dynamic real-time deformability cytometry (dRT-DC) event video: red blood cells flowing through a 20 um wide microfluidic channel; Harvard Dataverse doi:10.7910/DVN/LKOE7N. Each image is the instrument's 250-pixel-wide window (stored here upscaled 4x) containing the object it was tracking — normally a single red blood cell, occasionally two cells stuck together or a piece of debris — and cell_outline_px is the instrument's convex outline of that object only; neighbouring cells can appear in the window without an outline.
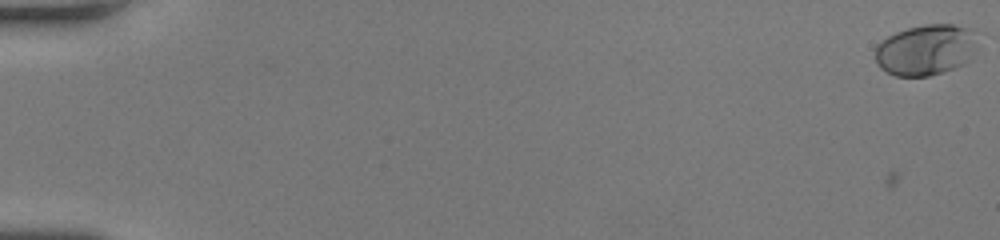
{"species": "human", "species_latin": "Homo sapiens", "temperature_condition": "room temperature", "stored_images_in_passage": 51, "camera_frame_rate_fps": 3000, "um_per_image_px": 0.085, "donor": {"sex": "female"}, "frame": {"image": 1, "passage_image": 1, "time_ms": 0.0, "image_size_px": [1000, 240], "cell_outline_px": [[984, 36], [972, 60], [956, 68], [928, 76], [896, 76], [880, 68], [876, 60], [876, 44], [880, 40], [896, 32], [908, 28], [924, 24], [952, 24], [972, 28], [984, 32]], "centroid_in_image_um": [78.86, 4.2], "position_along_channel_um": 6.1, "area_um2": 31.67}}
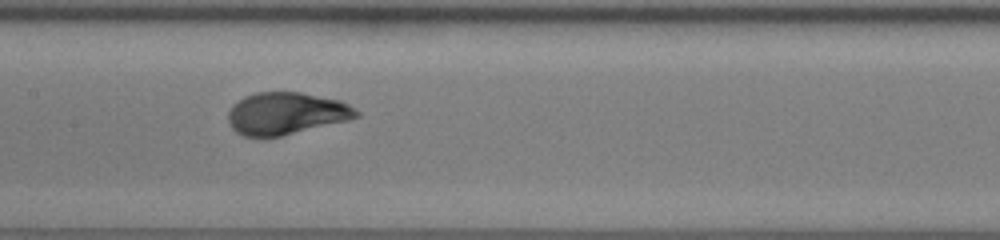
{"frame": {"image": 2, "passage_image": 28, "time_ms": 9.0, "image_size_px": [1000, 240], "cell_outline_px": [[360, 116], [348, 120], [280, 136], [244, 136], [236, 132], [232, 128], [228, 120], [228, 112], [232, 104], [244, 96], [256, 92], [300, 92], [340, 100], [348, 104], [360, 112]], "centroid_in_image_um": [24.31, 9.63], "position_along_channel_um": 183.1, "area_um2": 31.39}}
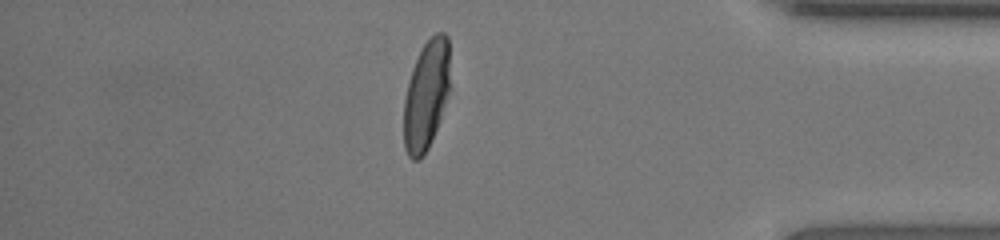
{"frame": {"image": 3, "passage_image": 45, "time_ms": 14.667, "image_size_px": [1000, 240], "cell_outline_px": [[452, 88], [440, 120], [432, 140], [424, 156], [420, 160], [412, 160], [408, 156], [404, 148], [404, 100], [408, 80], [412, 68], [424, 44], [436, 32], [444, 32], [448, 36]], "centroid_in_image_um": [36.27, 8.09], "position_along_channel_um": 398.9, "area_um2": 30.35}, "authors_computed_cell_mechanics": {"area_um2": 31.0386, "velocity_mm_per_s": 4.2985, "shape_relaxation_time_tau1_ms": 2.4554, "shape_relaxation_time_tau2_ms": null, "deformation_change_tau1": 0.179, "deformation_change_tau2": null}}